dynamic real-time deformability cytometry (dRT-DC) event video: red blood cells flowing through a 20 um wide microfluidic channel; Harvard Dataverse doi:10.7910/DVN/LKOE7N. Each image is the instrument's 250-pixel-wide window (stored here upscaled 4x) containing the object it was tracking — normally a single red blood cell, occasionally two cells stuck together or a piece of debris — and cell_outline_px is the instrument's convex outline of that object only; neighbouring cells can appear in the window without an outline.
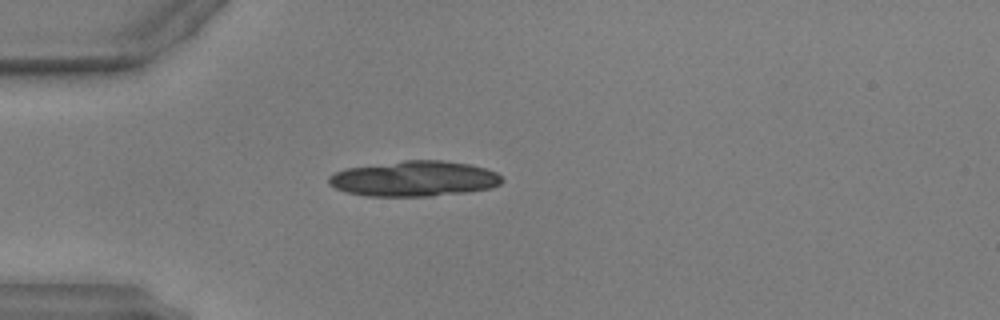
{"species": "common noctule bat (a hibernating species)", "species_latin": "Nyctalus noctula", "temperature_condition": "warm", "stored_images_in_passage": 37, "camera_frame_rate_fps": 3000, "um_per_image_px": 0.085, "animal": {"sex": "male", "body_mass_g": 17.9, "forearm_length_mm": 54.2}, "frame": {"image": 1, "passage_image": 1, "time_ms": 0.0, "image_size_px": [1000, 320], "cell_outline_px": [[504, 180], [500, 184], [492, 188], [468, 192], [428, 196], [368, 196], [344, 192], [328, 184], [328, 176], [344, 168], [404, 160], [444, 160], [472, 164], [496, 172]], "centroid_in_image_um": [35.21, 15.18], "position_along_channel_um": 49.8, "area_um2": 36.07}}